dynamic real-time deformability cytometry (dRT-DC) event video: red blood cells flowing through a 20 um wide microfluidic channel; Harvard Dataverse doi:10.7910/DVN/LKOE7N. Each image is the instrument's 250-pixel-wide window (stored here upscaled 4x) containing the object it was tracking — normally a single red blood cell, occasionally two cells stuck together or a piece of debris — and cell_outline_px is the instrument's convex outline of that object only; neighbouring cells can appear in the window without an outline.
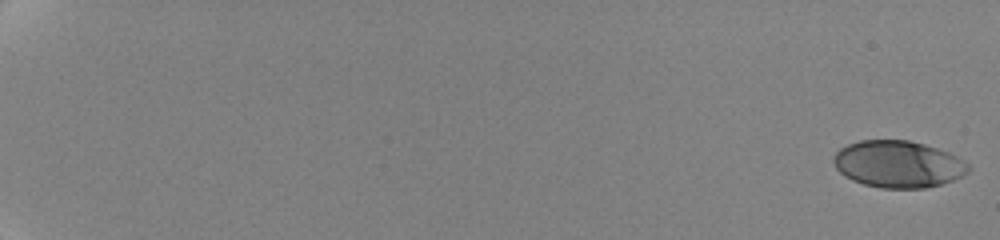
{"species": "human", "species_latin": "Homo sapiens", "temperature_condition": "cold", "stored_images_in_passage": 31, "camera_frame_rate_fps": 3000, "um_per_image_px": 0.085, "donor": {"sex": "female"}, "frame": {"image": 1, "passage_image": 1, "time_ms": 0.0, "image_size_px": [1000, 240], "cell_outline_px": [[968, 172], [952, 180], [940, 184], [924, 188], [880, 188], [864, 184], [852, 180], [844, 176], [836, 168], [832, 160], [836, 152], [840, 148], [848, 144], [860, 140], [908, 140], [924, 144], [948, 152], [964, 160], [968, 164]], "centroid_in_image_um": [76.31, 13.95], "position_along_channel_um": 8.7, "area_um2": 36.7}}
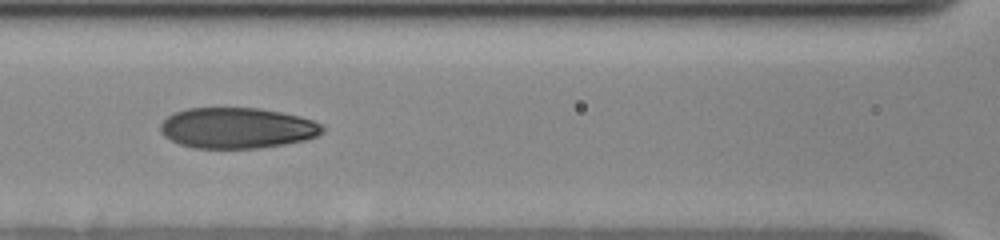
{"frame": {"image": 2, "passage_image": 16, "time_ms": 10.333, "image_size_px": [1000, 240], "cell_outline_px": [[324, 132], [316, 136], [304, 140], [284, 144], [260, 148], [192, 148], [180, 144], [164, 136], [160, 132], [160, 124], [172, 112], [188, 108], [260, 108], [300, 116], [312, 120], [320, 124], [324, 128]], "centroid_in_image_um": [20.13, 10.88], "position_along_channel_um": 146.5, "area_um2": 38.55}}
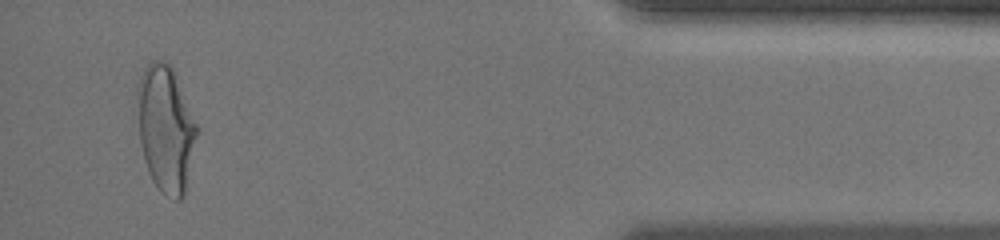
{"frame": {"image": 3, "passage_image": 30, "time_ms": 19.333, "image_size_px": [1000, 240], "cell_outline_px": [[200, 132], [184, 192], [180, 200], [176, 200], [160, 192], [152, 180], [148, 172], [144, 160], [140, 144], [136, 92], [136, 88], [140, 76], [148, 60], [160, 60], [168, 64], [176, 72], [200, 128]], "centroid_in_image_um": [14.11, 10.88], "position_along_channel_um": 421.1, "area_um2": 44.91}, "authors_computed_cell_mechanics": {"area_um2": 38.4948, "velocity_mm_per_s": 3.5502, "shape_relaxation_time_tau1_ms": 5.7385, "shape_relaxation_time_tau2_ms": 1.2088, "deformation_change_tau1": 0.1752, "deformation_change_tau2": 0.0697}}